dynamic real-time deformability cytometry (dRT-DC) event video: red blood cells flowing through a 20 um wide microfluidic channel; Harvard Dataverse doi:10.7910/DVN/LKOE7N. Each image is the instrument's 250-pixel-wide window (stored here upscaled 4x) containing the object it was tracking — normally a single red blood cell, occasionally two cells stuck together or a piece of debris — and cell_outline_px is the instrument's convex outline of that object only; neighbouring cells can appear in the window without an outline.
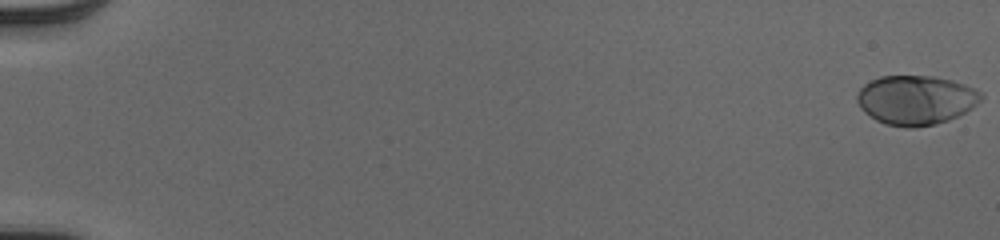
{"species": "human", "species_latin": "Homo sapiens", "temperature_condition": "cold", "stored_images_in_passage": 53, "camera_frame_rate_fps": 3000, "um_per_image_px": 0.085, "donor": {"sex": "male"}, "frame": {"image": 1, "passage_image": 1, "time_ms": 0.0, "image_size_px": [1000, 240], "cell_outline_px": [[984, 96], [972, 108], [948, 120], [936, 124], [912, 128], [904, 128], [884, 124], [876, 120], [864, 112], [860, 108], [856, 100], [856, 96], [860, 88], [864, 84], [880, 76], [932, 76], [952, 80], [976, 88]], "centroid_in_image_um": [77.83, 8.5], "position_along_channel_um": 7.2, "area_um2": 35.84}}
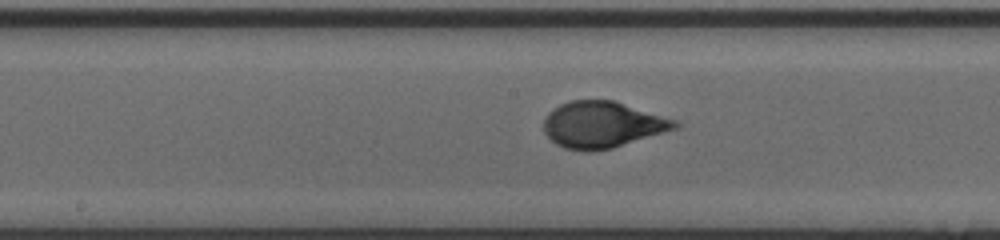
{"frame": {"image": 2, "passage_image": 30, "time_ms": 9.667, "image_size_px": [1000, 240], "cell_outline_px": [[680, 128], [612, 148], [592, 152], [588, 152], [564, 148], [556, 144], [544, 132], [544, 116], [548, 112], [560, 104], [572, 100], [612, 100], [676, 120], [680, 124]], "centroid_in_image_um": [51.2, 10.61], "position_along_channel_um": 197.0, "area_um2": 35.49}}
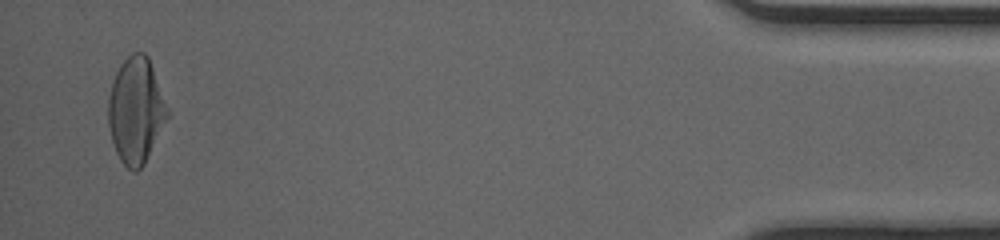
{"frame": {"image": 3, "passage_image": 52, "time_ms": 17.0, "image_size_px": [1000, 240], "cell_outline_px": [[168, 116], [144, 164], [136, 172], [132, 172], [120, 160], [116, 152], [112, 140], [108, 124], [108, 96], [116, 72], [120, 64], [132, 52], [144, 52], [148, 56], [168, 108]], "centroid_in_image_um": [11.53, 9.38], "position_along_channel_um": 423.7, "area_um2": 36.13}, "authors_computed_cell_mechanics": {"area_um2": 34.8534, "velocity_mm_per_s": 4.053, "shape_relaxation_time_tau1_ms": 4.0612, "shape_relaxation_time_tau2_ms": null, "deformation_change_tau1": 0.2029, "deformation_change_tau2": null}}